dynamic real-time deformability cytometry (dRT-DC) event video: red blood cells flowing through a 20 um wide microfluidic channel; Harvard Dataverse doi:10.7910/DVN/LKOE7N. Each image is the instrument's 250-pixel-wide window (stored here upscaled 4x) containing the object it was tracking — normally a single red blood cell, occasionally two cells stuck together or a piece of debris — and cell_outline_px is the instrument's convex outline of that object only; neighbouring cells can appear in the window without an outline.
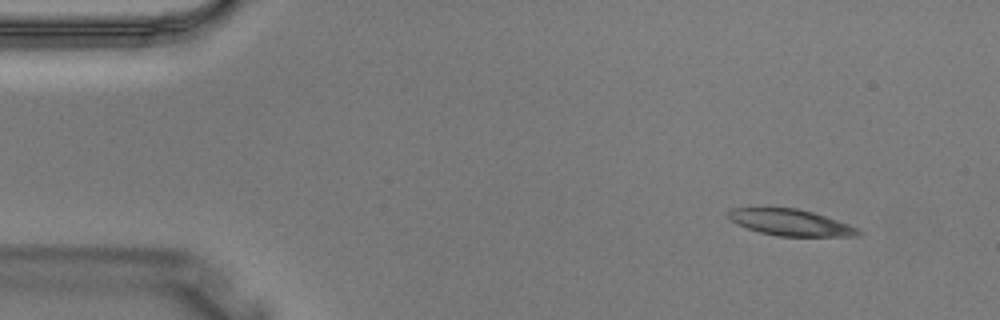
{"species": "Egyptian fruit bat (a non-hibernating species)", "species_latin": "Rousettus aegyptiacus", "temperature_condition": "warm", "stored_images_in_passage": 3, "camera_frame_rate_fps": 3000, "um_per_image_px": 0.085, "animal": {"sex": "male"}, "frame": {"image": 1, "passage_image": 1, "time_ms": 0.0, "image_size_px": [1000, 320], "cell_outline_px": [[864, 232], [860, 236], [776, 236], [760, 232], [736, 224], [728, 216], [728, 212], [732, 208], [796, 208], [812, 212], [860, 228]], "centroid_in_image_um": [67.24, 18.92], "position_along_channel_um": 17.8, "area_um2": 19.83}}
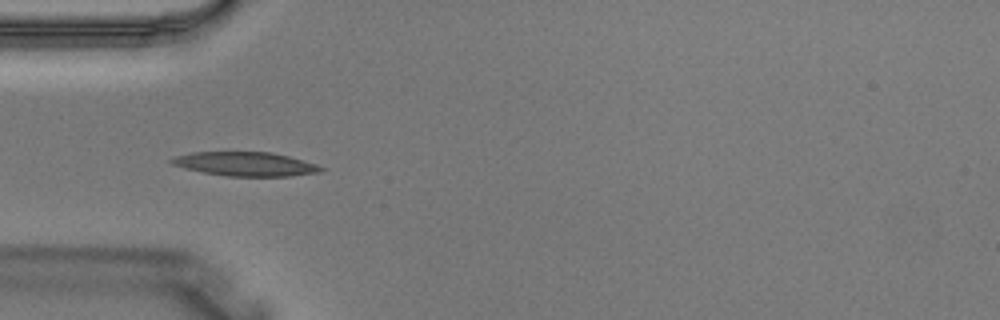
{"frame": {"image": 2, "passage_image": 3, "time_ms": 0.667, "image_size_px": [1000, 320], "cell_outline_px": [[328, 168], [320, 172], [292, 176], [224, 176], [184, 168], [172, 164], [168, 160], [176, 156], [192, 152], [272, 152], [288, 156], [316, 164]], "centroid_in_image_um": [20.88, 13.94], "position_along_channel_um": 64.1, "area_um2": 20.92}}